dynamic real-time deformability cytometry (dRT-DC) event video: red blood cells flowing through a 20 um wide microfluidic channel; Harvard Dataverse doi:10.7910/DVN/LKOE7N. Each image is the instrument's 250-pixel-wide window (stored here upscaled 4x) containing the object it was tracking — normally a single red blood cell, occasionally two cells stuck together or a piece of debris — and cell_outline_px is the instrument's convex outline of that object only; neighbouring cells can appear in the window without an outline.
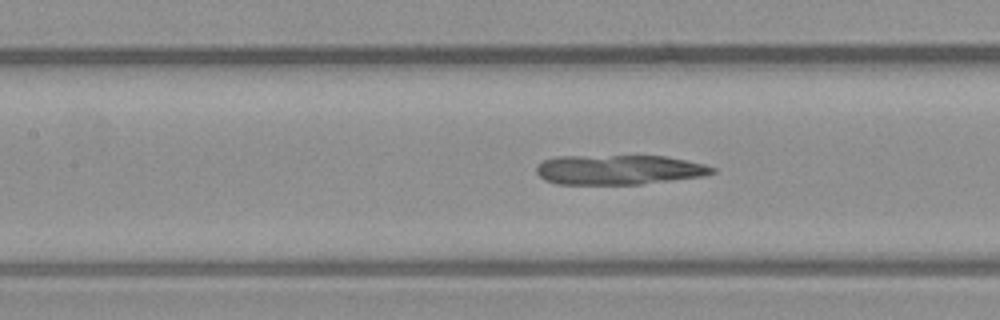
{"species": "common noctule bat (a hibernating species)", "species_latin": "Nyctalus noctula", "temperature_condition": "warm", "stored_images_in_passage": 53, "camera_frame_rate_fps": 3000, "um_per_image_px": 0.085, "animal": {"sex": "male", "body_mass_g": 23.1, "forearm_length_mm": 52.7}, "frame": {"image": 1, "passage_image": 23, "time_ms": 7.333, "image_size_px": [1000, 320], "cell_outline_px": [[716, 172], [704, 176], [640, 184], [556, 184], [544, 180], [536, 172], [536, 164], [544, 160], [556, 156], [664, 156], [704, 164], [716, 168]], "centroid_in_image_um": [52.57, 14.43], "position_along_channel_um": 154.8, "area_um2": 30.52}}
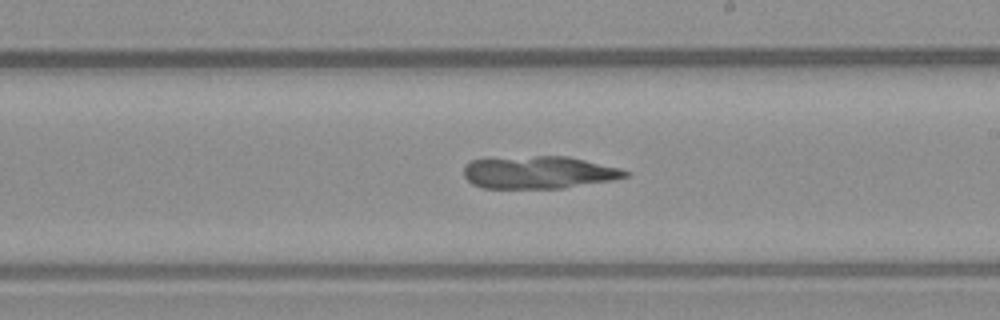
{"frame": {"image": 2, "passage_image": 30, "time_ms": 9.667, "image_size_px": [1000, 320], "cell_outline_px": [[628, 176], [608, 180], [564, 188], [484, 188], [472, 184], [464, 176], [464, 164], [472, 160], [536, 156], [568, 156], [620, 168], [628, 172]], "centroid_in_image_um": [45.76, 14.65], "position_along_channel_um": 243.2, "area_um2": 30.23}}